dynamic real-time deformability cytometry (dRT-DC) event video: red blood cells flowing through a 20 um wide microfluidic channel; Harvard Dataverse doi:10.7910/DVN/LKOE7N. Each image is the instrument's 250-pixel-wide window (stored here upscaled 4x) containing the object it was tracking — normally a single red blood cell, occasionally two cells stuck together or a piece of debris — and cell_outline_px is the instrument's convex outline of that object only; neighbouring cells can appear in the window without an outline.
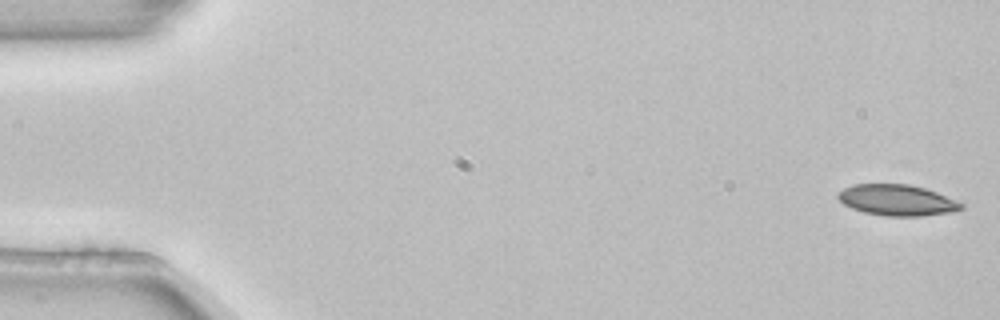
{"species": "common noctule bat (a hibernating species)", "species_latin": "Nyctalus noctula", "temperature_condition": "room temperature", "stored_images_in_passage": 4, "camera_frame_rate_fps": 3000, "um_per_image_px": 0.085, "animal": {"sex": "female", "body_mass_g": 22.7, "forearm_length_mm": 54.2}, "frame": {"image": 1, "passage_image": 1, "time_ms": 0.0, "image_size_px": [1000, 320], "cell_outline_px": [[964, 208], [956, 212], [920, 216], [884, 216], [864, 212], [852, 208], [844, 204], [836, 196], [836, 192], [852, 184], [908, 184], [924, 188], [936, 192], [964, 204]], "centroid_in_image_um": [76.24, 17.01], "position_along_channel_um": 8.8, "area_um2": 22.37}}
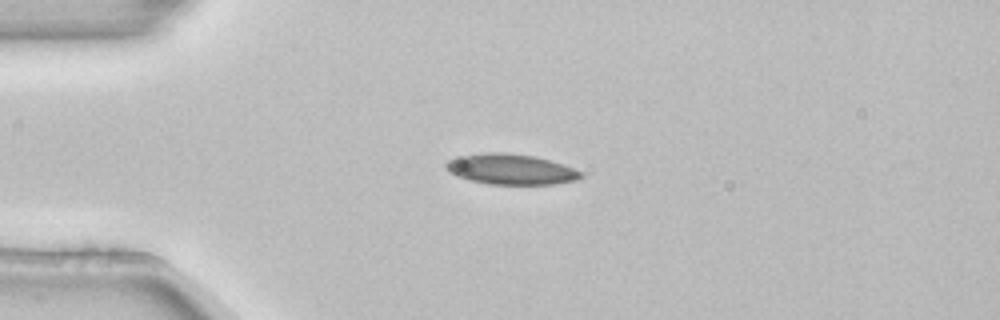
{"frame": {"image": 2, "passage_image": 4, "time_ms": 1.0, "image_size_px": [1000, 320], "cell_outline_px": [[584, 176], [576, 180], [552, 184], [488, 184], [456, 176], [448, 172], [444, 168], [444, 164], [448, 160], [460, 156], [484, 152], [504, 152], [532, 156], [548, 160], [572, 168], [580, 172]], "centroid_in_image_um": [43.35, 14.38], "position_along_channel_um": 41.7, "area_um2": 23.76}}